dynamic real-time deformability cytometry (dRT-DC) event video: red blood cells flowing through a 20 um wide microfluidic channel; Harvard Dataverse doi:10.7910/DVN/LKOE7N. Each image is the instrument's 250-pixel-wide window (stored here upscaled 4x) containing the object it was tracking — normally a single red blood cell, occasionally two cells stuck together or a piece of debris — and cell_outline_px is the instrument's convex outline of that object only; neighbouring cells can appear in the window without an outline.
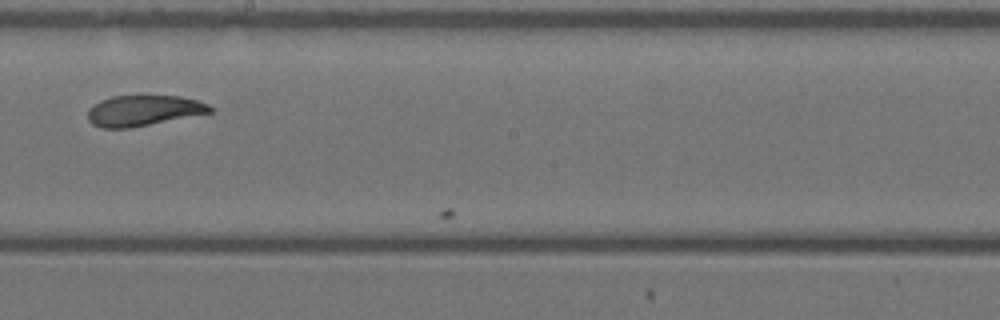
{"species": "Egyptian fruit bat (a non-hibernating species)", "species_latin": "Rousettus aegyptiacus", "temperature_condition": "warm", "stored_images_in_passage": 14, "camera_frame_rate_fps": 3000, "um_per_image_px": 0.085, "animal": {"sex": "female"}, "frame": {"image": 1, "passage_image": 13, "time_ms": 4.0, "image_size_px": [1000, 320], "cell_outline_px": [[212, 112], [128, 128], [100, 128], [92, 124], [88, 120], [88, 108], [92, 104], [100, 100], [112, 96], [180, 96], [196, 100], [208, 104], [212, 108]], "centroid_in_image_um": [12.13, 9.39], "position_along_channel_um": 236.1, "area_um2": 21.68}}